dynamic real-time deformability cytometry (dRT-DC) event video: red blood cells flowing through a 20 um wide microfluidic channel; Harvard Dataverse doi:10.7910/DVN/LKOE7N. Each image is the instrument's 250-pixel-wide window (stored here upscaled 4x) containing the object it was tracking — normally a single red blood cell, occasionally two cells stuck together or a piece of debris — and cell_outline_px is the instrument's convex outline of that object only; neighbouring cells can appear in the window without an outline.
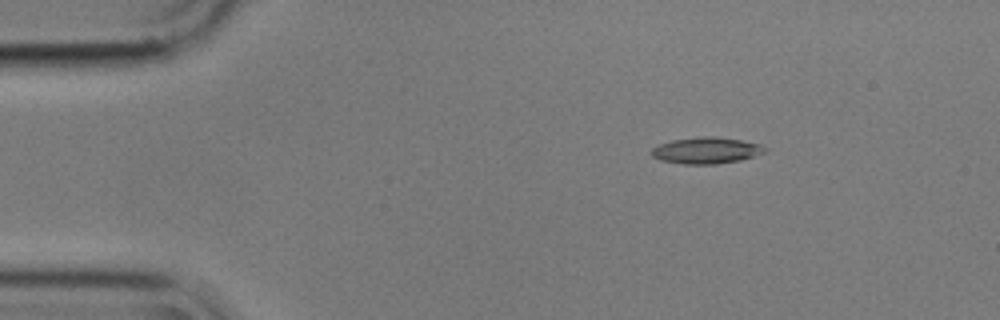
{"species": "common noctule bat (a hibernating species)", "species_latin": "Nyctalus noctula", "temperature_condition": "cold", "stored_images_in_passage": 3, "camera_frame_rate_fps": 3000, "um_per_image_px": 0.085, "animal": {"sex": "male", "body_mass_g": 17.9}, "frame": {"image": 1, "passage_image": 1, "time_ms": 0.0, "image_size_px": [1000, 320], "cell_outline_px": [[768, 148], [764, 152], [740, 160], [716, 164], [684, 164], [660, 160], [652, 156], [652, 148], [660, 144], [672, 140], [704, 136], [712, 136], [740, 140], [760, 144]], "centroid_in_image_um": [60.02, 12.79], "position_along_channel_um": 25.0, "area_um2": 17.22}}